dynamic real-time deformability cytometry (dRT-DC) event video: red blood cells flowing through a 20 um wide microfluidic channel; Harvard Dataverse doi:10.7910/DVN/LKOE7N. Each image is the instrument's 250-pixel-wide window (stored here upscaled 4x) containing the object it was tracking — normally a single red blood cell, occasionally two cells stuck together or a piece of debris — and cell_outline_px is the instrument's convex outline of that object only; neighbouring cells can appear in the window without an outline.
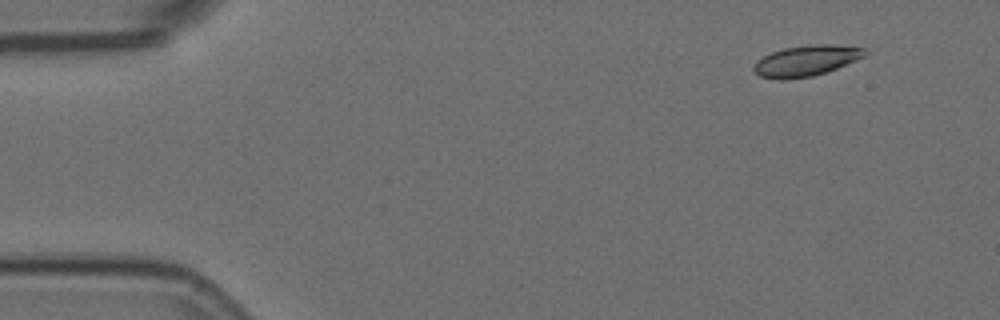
{"species": "Egyptian fruit bat (a non-hibernating species)", "species_latin": "Rousettus aegyptiacus", "temperature_condition": "room temperature", "stored_images_in_passage": 5, "camera_frame_rate_fps": 3000, "um_per_image_px": 0.085, "animal": {"sex": "female"}, "frame": {"image": 1, "passage_image": 1, "time_ms": 0.0, "image_size_px": [1000, 320], "cell_outline_px": [[868, 52], [864, 56], [856, 60], [836, 68], [812, 76], [784, 80], [776, 80], [760, 76], [752, 68], [756, 60], [772, 52], [784, 48], [808, 44], [832, 44], [864, 48]], "centroid_in_image_um": [68.49, 5.16], "position_along_channel_um": 16.5, "area_um2": 19.88}}
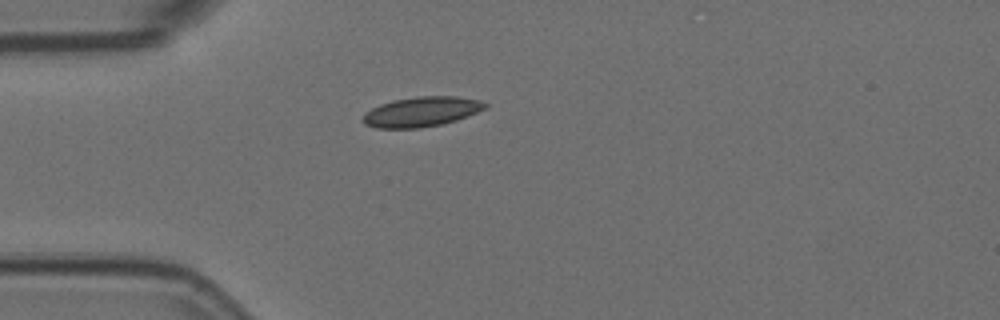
{"frame": {"image": 2, "passage_image": 4, "time_ms": 1.0, "image_size_px": [1000, 320], "cell_outline_px": [[488, 104], [484, 108], [476, 112], [456, 120], [440, 124], [420, 128], [376, 128], [364, 124], [364, 116], [372, 108], [380, 104], [392, 100], [420, 96], [456, 96], [480, 100]], "centroid_in_image_um": [35.82, 9.49], "position_along_channel_um": 49.2, "area_um2": 20.98}}